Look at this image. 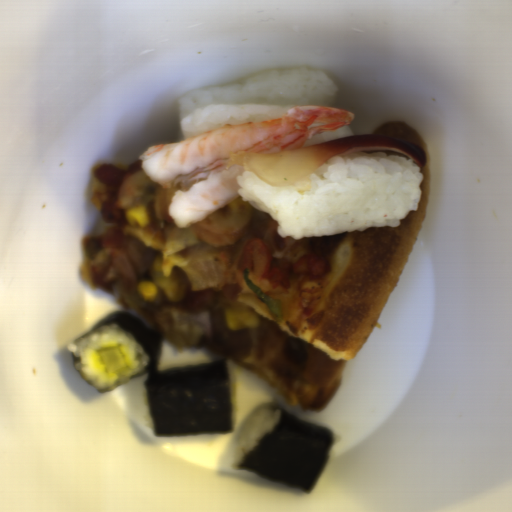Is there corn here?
Here are the masks:
<instances>
[{"mask_svg":"<svg viewBox=\"0 0 512 512\" xmlns=\"http://www.w3.org/2000/svg\"><path fill=\"white\" fill-rule=\"evenodd\" d=\"M126 219L129 224L134 227L144 228L151 220L147 212L141 206H132L125 213Z\"/></svg>","mask_w":512,"mask_h":512,"instance_id":"obj_1","label":"corn"}]
</instances>
